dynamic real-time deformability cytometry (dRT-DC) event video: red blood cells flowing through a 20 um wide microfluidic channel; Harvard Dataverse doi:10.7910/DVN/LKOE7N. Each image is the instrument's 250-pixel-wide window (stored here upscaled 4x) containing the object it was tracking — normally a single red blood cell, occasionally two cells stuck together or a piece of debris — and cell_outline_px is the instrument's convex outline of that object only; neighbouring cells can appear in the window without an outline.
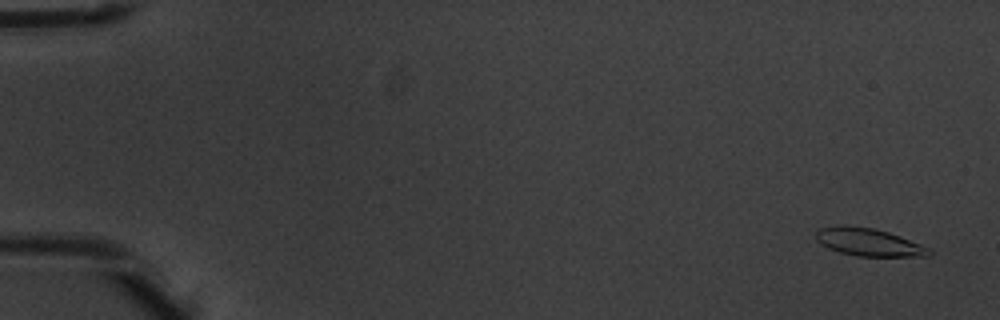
{"species": "common noctule bat (a hibernating species)", "species_latin": "Nyctalus noctula", "temperature_condition": "warm", "stored_images_in_passage": 5, "camera_frame_rate_fps": 3000, "um_per_image_px": 0.085, "animal": {"sex": "male", "body_mass_g": 20.1, "forearm_length_mm": 53.5}, "frame": {"image": 1, "passage_image": 1, "time_ms": 0.0, "image_size_px": [1000, 320], "cell_outline_px": [[932, 252], [928, 256], [856, 256], [840, 252], [828, 248], [820, 244], [816, 240], [816, 232], [820, 228], [836, 224], [844, 224], [872, 228], [888, 232], [900, 236], [932, 248]], "centroid_in_image_um": [73.82, 20.57], "position_along_channel_um": 11.2, "area_um2": 18.5}}